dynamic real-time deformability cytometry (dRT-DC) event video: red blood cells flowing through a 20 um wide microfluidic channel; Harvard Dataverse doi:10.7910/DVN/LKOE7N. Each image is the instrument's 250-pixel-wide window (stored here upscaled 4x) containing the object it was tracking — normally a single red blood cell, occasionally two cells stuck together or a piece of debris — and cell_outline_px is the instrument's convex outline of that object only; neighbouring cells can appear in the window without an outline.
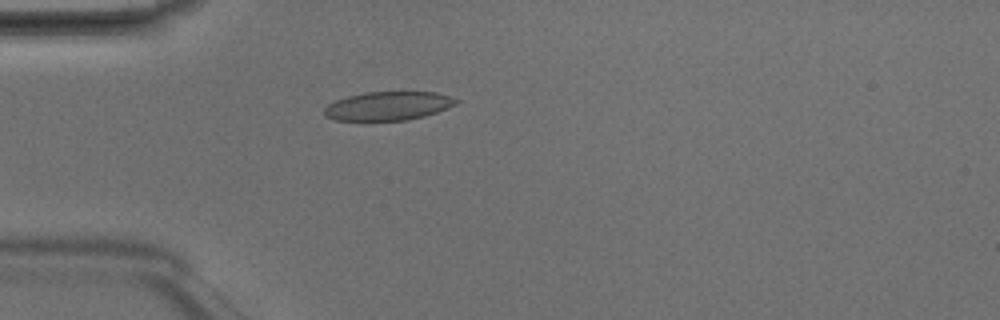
{"species": "Egyptian fruit bat (a non-hibernating species)", "species_latin": "Rousettus aegyptiacus", "temperature_condition": "room temperature", "stored_images_in_passage": 3, "camera_frame_rate_fps": 3000, "um_per_image_px": 0.085, "animal": {"sex": "male"}, "frame": {"image": 1, "passage_image": 3, "time_ms": 0.667, "image_size_px": [1000, 320], "cell_outline_px": [[460, 100], [456, 104], [448, 108], [424, 116], [408, 120], [336, 120], [324, 116], [324, 108], [328, 104], [336, 100], [348, 96], [364, 92], [436, 92]], "centroid_in_image_um": [32.98, 9.0], "position_along_channel_um": 52.0, "area_um2": 21.96}}